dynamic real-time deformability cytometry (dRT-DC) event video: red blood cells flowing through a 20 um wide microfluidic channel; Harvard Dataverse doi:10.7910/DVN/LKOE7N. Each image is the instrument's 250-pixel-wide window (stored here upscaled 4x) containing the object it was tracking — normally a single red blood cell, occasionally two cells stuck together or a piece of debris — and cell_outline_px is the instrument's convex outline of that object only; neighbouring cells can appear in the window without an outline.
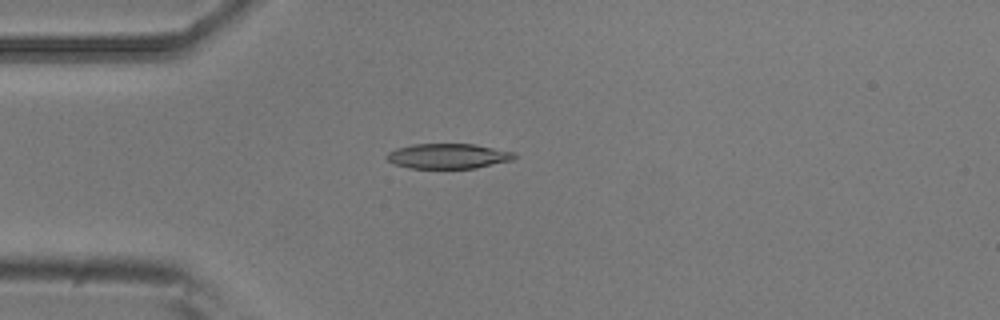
{"species": "common noctule bat (a hibernating species)", "species_latin": "Nyctalus noctula", "temperature_condition": "room temperature", "stored_images_in_passage": 5, "camera_frame_rate_fps": 3000, "um_per_image_px": 0.085, "animal": {"sex": "male", "body_mass_g": 20.5, "forearm_length_mm": 52.5}, "frame": {"image": 1, "passage_image": 4, "time_ms": 1.0, "image_size_px": [1000, 320], "cell_outline_px": [[516, 156], [512, 160], [476, 168], [408, 168], [396, 164], [388, 160], [384, 156], [388, 152], [396, 148], [412, 144], [476, 144], [516, 152]], "centroid_in_image_um": [38.1, 13.26], "position_along_channel_um": 46.9, "area_um2": 18.73}}